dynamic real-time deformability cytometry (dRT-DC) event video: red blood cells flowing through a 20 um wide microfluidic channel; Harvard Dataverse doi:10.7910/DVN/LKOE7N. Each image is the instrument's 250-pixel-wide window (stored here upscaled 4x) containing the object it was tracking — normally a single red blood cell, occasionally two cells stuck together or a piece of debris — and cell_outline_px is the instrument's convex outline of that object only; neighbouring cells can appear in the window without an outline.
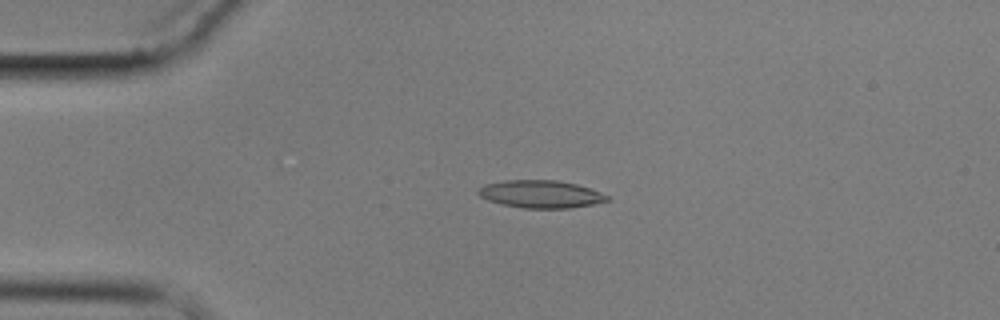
{"species": "common noctule bat (a hibernating species)", "species_latin": "Nyctalus noctula", "temperature_condition": "cold", "stored_images_in_passage": 5, "camera_frame_rate_fps": 3000, "um_per_image_px": 0.085, "animal": {"sex": "male", "body_mass_g": 17.9}, "frame": {"image": 1, "passage_image": 4, "time_ms": 3.667, "image_size_px": [1000, 320], "cell_outline_px": [[612, 200], [592, 204], [568, 208], [520, 208], [488, 200], [480, 196], [476, 192], [484, 184], [504, 180], [556, 180], [576, 184], [600, 192], [608, 196]], "centroid_in_image_um": [45.95, 16.49], "position_along_channel_um": 39.1, "area_um2": 20.63}}